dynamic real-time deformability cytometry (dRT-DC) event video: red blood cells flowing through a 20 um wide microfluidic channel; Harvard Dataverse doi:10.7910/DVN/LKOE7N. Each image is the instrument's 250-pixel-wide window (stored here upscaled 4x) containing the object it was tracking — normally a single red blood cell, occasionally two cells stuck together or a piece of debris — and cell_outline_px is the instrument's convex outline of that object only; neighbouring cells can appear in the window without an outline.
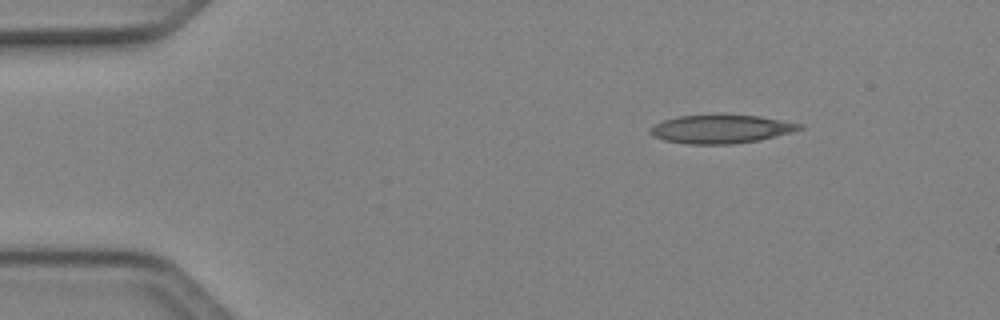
{"species": "Egyptian fruit bat (a non-hibernating species)", "species_latin": "Rousettus aegyptiacus", "temperature_condition": "cold", "stored_images_in_passage": 43, "camera_frame_rate_fps": 3000, "um_per_image_px": 0.085, "animal": {"sex": "female"}, "frame": {"image": 1, "passage_image": 1, "time_ms": 0.0, "image_size_px": [1000, 320], "cell_outline_px": [[804, 128], [760, 140], [732, 144], [688, 144], [664, 140], [656, 136], [652, 132], [652, 128], [656, 124], [664, 120], [676, 116], [760, 116], [804, 124]], "centroid_in_image_um": [61.34, 10.98], "position_along_channel_um": 23.7, "area_um2": 24.1}}
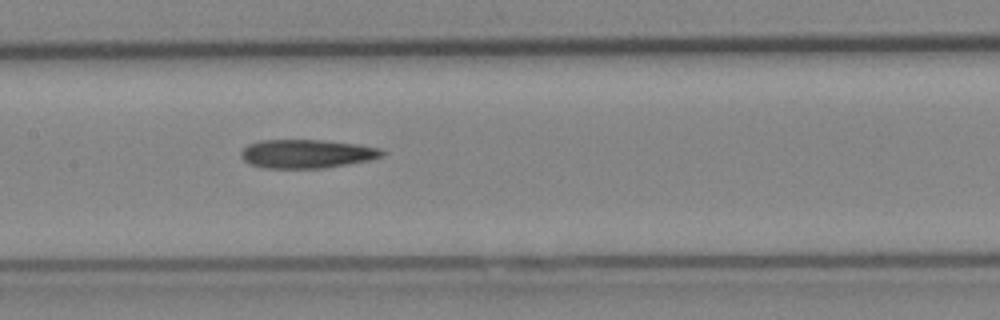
{"frame": {"image": 2, "passage_image": 18, "time_ms": 5.667, "image_size_px": [1000, 320], "cell_outline_px": [[388, 152], [384, 156], [368, 160], [348, 164], [324, 168], [264, 168], [248, 164], [240, 156], [240, 152], [248, 144], [260, 140], [320, 140], [356, 144], [380, 148]], "centroid_in_image_um": [26.07, 13.07], "position_along_channel_um": 181.3, "area_um2": 23.7}}
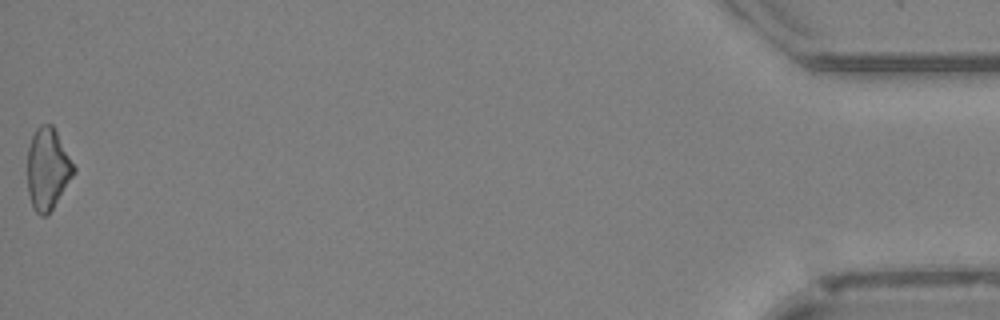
{"frame": {"image": 3, "passage_image": 43, "time_ms": 14.0, "image_size_px": [1000, 320], "cell_outline_px": [[76, 172], [48, 216], [40, 216], [32, 208], [28, 192], [28, 148], [32, 136], [36, 128], [40, 124], [52, 124], [76, 168]], "centroid_in_image_um": [4.05, 14.39], "position_along_channel_um": 431.1, "area_um2": 22.14}}